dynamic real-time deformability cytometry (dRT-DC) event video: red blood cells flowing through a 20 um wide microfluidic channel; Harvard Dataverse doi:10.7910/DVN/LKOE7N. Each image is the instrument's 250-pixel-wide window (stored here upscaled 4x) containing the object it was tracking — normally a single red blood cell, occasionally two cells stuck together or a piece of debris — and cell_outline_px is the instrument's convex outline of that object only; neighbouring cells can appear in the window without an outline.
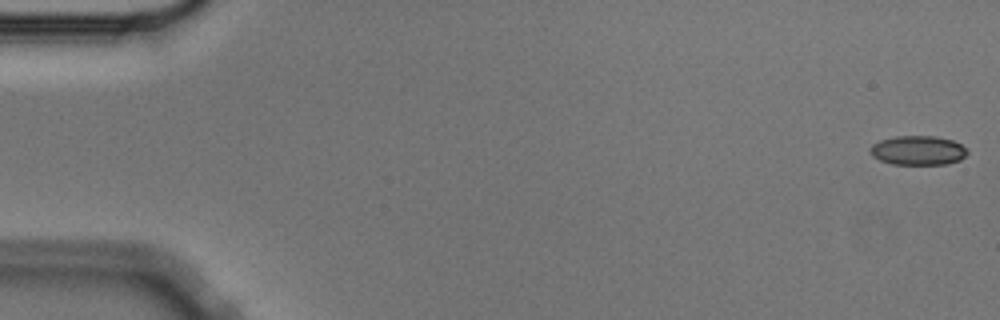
{"species": "Egyptian fruit bat (a non-hibernating species)", "species_latin": "Rousettus aegyptiacus", "temperature_condition": "cold", "stored_images_in_passage": 56, "camera_frame_rate_fps": 3000, "um_per_image_px": 0.085, "animal": {"sex": "male"}, "frame": {"image": 1, "passage_image": 1, "time_ms": 0.0, "image_size_px": [1000, 320], "cell_outline_px": [[968, 152], [960, 160], [948, 164], [892, 164], [880, 160], [872, 156], [872, 144], [880, 140], [896, 136], [936, 136], [952, 140], [960, 144]], "centroid_in_image_um": [78.04, 12.78], "position_along_channel_um": 7.0, "area_um2": 16.42}}
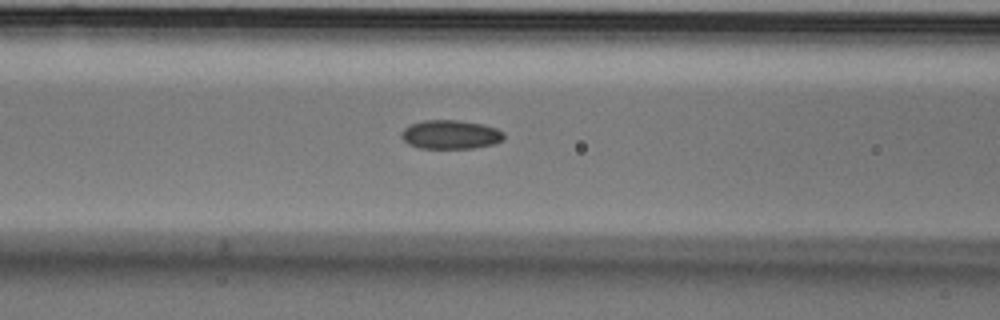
{"frame": {"image": 2, "passage_image": 23, "time_ms": 7.333, "image_size_px": [1000, 320], "cell_outline_px": [[504, 140], [496, 144], [472, 148], [420, 148], [408, 144], [400, 136], [400, 132], [404, 128], [412, 124], [424, 120], [460, 120], [484, 124], [496, 128], [504, 132]], "centroid_in_image_um": [38.32, 11.43], "position_along_channel_um": 128.3, "area_um2": 17.46}}
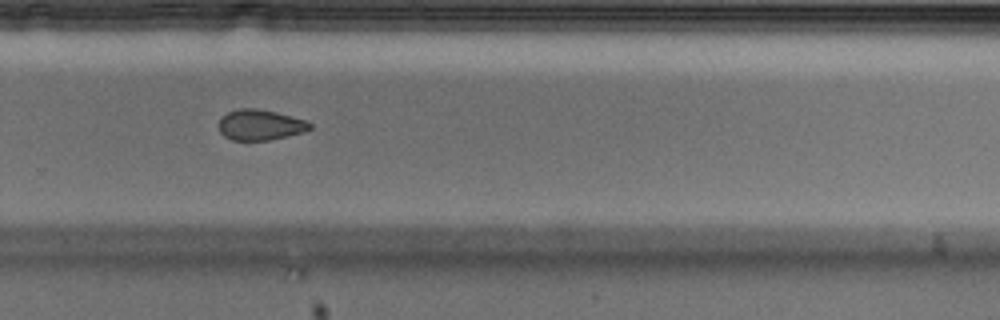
{"frame": {"image": 3, "passage_image": 38, "time_ms": 12.333, "image_size_px": [1000, 320], "cell_outline_px": [[312, 128], [304, 132], [268, 140], [232, 140], [224, 136], [220, 132], [220, 116], [228, 112], [240, 108], [256, 108], [276, 112], [308, 120], [312, 124]], "centroid_in_image_um": [22.14, 10.6], "position_along_channel_um": 307.7, "area_um2": 16.3}, "authors_computed_cell_mechanics": {"area_um2": 17.2244, "velocity_mm_per_s": 3.5965, "shape_relaxation_time_tau1_ms": 10.1907, "shape_relaxation_time_tau2_ms": 9.3573, "deformation_change_tau1": 0.1291, "deformation_change_tau2": 0.1199}}